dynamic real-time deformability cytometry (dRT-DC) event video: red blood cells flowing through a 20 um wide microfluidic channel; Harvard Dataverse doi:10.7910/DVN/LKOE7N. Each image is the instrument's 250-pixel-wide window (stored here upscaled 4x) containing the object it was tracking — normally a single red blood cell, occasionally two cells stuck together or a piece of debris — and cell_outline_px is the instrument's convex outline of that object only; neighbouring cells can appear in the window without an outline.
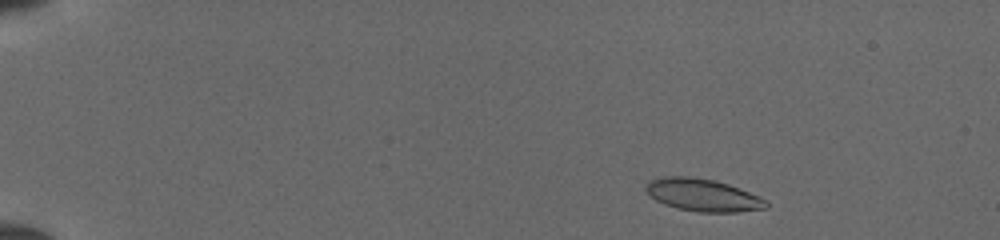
{"species": "common noctule bat (a hibernating species)", "species_latin": "Nyctalus noctula", "temperature_condition": "cold", "stored_images_in_passage": 43, "camera_frame_rate_fps": 3000, "um_per_image_px": 0.085, "animal": {"sex": "female", "body_mass_g": 19.5, "forearm_length_mm": 54.1}, "frame": {"image": 1, "passage_image": 1, "time_ms": 0.0, "image_size_px": [1000, 240], "cell_outline_px": [[768, 208], [736, 212], [700, 212], [676, 208], [664, 204], [656, 200], [644, 188], [652, 180], [664, 176], [688, 176], [716, 180], [728, 184], [760, 196], [768, 204]], "centroid_in_image_um": [59.76, 16.58], "position_along_channel_um": 25.2, "area_um2": 22.6}}
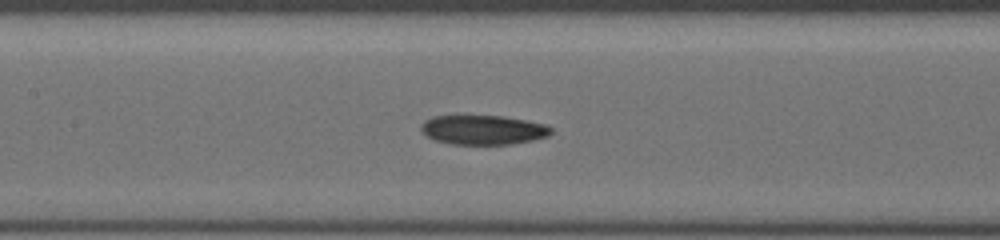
{"frame": {"image": 2, "passage_image": 19, "time_ms": 6.0, "image_size_px": [1000, 240], "cell_outline_px": [[552, 132], [548, 136], [532, 140], [512, 144], [448, 144], [436, 140], [428, 136], [420, 128], [420, 124], [424, 120], [432, 116], [504, 116], [528, 120], [544, 124], [552, 128]], "centroid_in_image_um": [41.07, 11.03], "position_along_channel_um": 166.3, "area_um2": 22.31}}
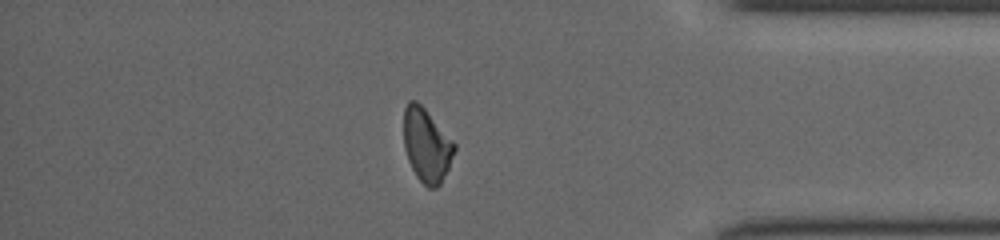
{"frame": {"image": 3, "passage_image": 37, "time_ms": 12.0, "image_size_px": [1000, 240], "cell_outline_px": [[456, 148], [448, 168], [440, 184], [436, 188], [428, 188], [416, 176], [408, 160], [404, 148], [404, 108], [408, 100], [416, 100], [424, 108], [456, 144]], "centroid_in_image_um": [36.25, 12.34], "position_along_channel_um": 399.0, "area_um2": 21.56}}